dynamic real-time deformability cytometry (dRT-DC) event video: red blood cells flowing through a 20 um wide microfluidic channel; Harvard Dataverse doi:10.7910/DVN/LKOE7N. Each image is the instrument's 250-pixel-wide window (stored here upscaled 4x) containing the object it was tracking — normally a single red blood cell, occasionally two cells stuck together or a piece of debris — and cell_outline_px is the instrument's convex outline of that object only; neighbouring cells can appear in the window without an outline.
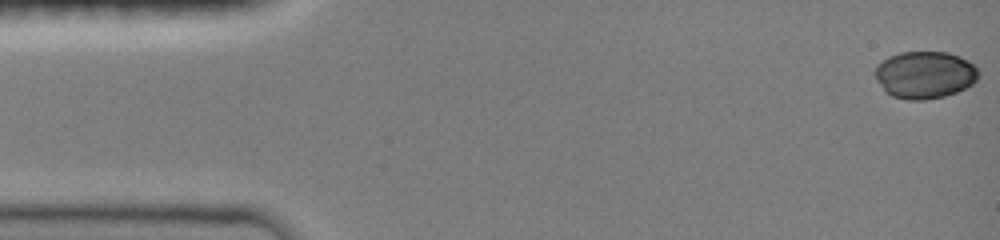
{"species": "common noctule bat (a hibernating species)", "species_latin": "Nyctalus noctula", "temperature_condition": "room temperature", "stored_images_in_passage": 18, "camera_frame_rate_fps": 3000, "um_per_image_px": 0.085, "animal": {"sex": "female", "body_mass_g": 19.0, "forearm_length_mm": 51.5}, "frame": {"image": 1, "passage_image": 1, "time_ms": 0.0, "image_size_px": [1000, 240], "cell_outline_px": [[980, 72], [976, 80], [972, 84], [956, 92], [944, 96], [924, 100], [908, 100], [892, 96], [884, 92], [876, 80], [876, 64], [888, 56], [900, 52], [948, 52], [960, 56], [968, 60]], "centroid_in_image_um": [78.59, 6.36], "position_along_channel_um": 6.4, "area_um2": 28.67}}
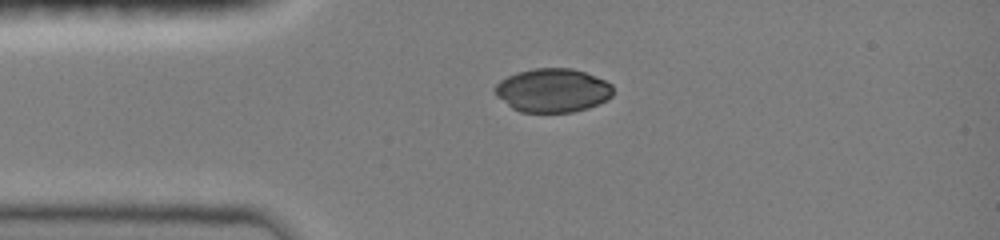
{"frame": {"image": 2, "passage_image": 16, "time_ms": 3.333, "image_size_px": [1000, 240], "cell_outline_px": [[612, 96], [588, 108], [572, 112], [520, 112], [512, 108], [496, 96], [496, 84], [500, 80], [516, 72], [536, 68], [572, 68], [584, 72], [604, 80], [612, 84]], "centroid_in_image_um": [46.96, 7.68], "position_along_channel_um": 38.0, "area_um2": 29.88}}